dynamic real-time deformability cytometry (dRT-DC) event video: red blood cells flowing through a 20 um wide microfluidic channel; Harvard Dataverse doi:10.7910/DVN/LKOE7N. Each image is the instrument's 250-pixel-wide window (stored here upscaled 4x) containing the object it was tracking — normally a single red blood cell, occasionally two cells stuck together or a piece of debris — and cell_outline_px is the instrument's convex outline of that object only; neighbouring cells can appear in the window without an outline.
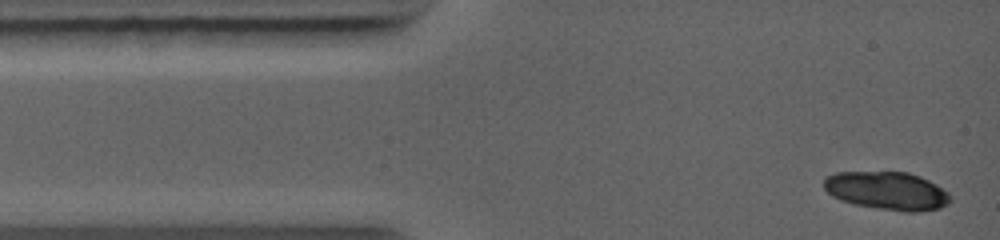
{"species": "common noctule bat (a hibernating species)", "species_latin": "Nyctalus noctula", "temperature_condition": "warm", "stored_images_in_passage": 4, "camera_frame_rate_fps": 5000, "um_per_image_px": 0.085, "animal": {"sex": "female", "body_mass_g": 19.0, "forearm_length_mm": 56.7}, "frame": {"image": 1, "passage_image": 1, "time_ms": 0.0, "image_size_px": [1000, 240], "cell_outline_px": [[952, 200], [948, 204], [940, 208], [916, 212], [904, 212], [876, 208], [856, 204], [840, 200], [832, 196], [824, 188], [824, 176], [836, 172], [908, 172], [920, 176], [936, 184], [948, 192], [952, 196]], "centroid_in_image_um": [75.42, 16.22], "position_along_channel_um": 9.6, "area_um2": 28.32}}